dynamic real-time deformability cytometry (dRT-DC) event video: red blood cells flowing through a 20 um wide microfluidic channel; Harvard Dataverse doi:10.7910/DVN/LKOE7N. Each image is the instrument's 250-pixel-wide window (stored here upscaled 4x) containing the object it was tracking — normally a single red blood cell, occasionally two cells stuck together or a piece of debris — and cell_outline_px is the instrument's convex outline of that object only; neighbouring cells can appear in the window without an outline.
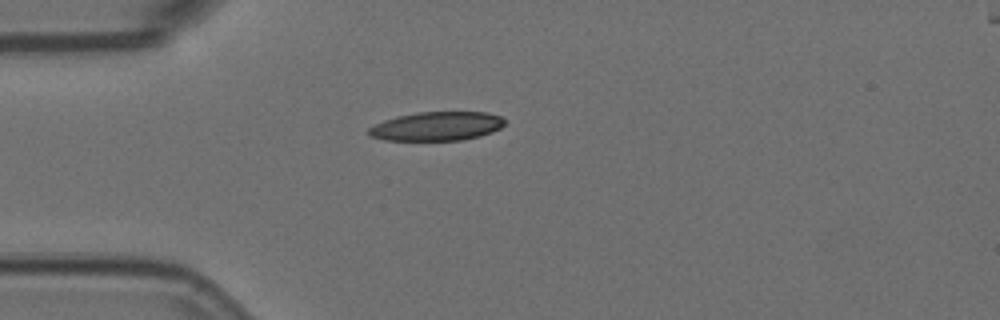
{"species": "Egyptian fruit bat (a non-hibernating species)", "species_latin": "Rousettus aegyptiacus", "temperature_condition": "room temperature", "stored_images_in_passage": 2, "camera_frame_rate_fps": 3000, "um_per_image_px": 0.085, "animal": {"sex": "female"}, "frame": {"image": 1, "passage_image": 1, "time_ms": 0.0, "image_size_px": [1000, 320], "cell_outline_px": [[504, 124], [500, 128], [492, 132], [480, 136], [460, 140], [384, 140], [368, 136], [368, 128], [384, 120], [396, 116], [416, 112], [488, 112], [500, 116], [504, 120]], "centroid_in_image_um": [37.11, 10.72], "position_along_channel_um": 47.9, "area_um2": 22.95}}